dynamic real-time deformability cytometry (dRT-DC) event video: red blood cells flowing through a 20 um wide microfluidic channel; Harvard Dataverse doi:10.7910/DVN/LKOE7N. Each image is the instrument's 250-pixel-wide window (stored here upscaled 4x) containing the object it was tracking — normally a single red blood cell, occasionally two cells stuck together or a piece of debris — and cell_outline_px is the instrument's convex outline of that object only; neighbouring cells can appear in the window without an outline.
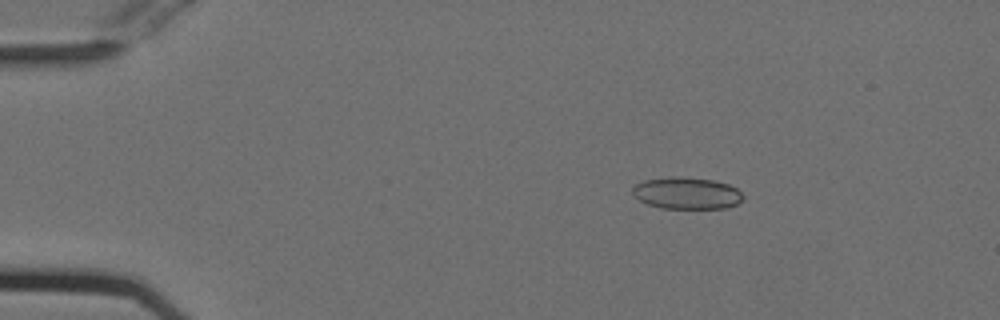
{"species": "Egyptian fruit bat (a non-hibernating species)", "species_latin": "Rousettus aegyptiacus", "temperature_condition": "cold", "stored_images_in_passage": 54, "camera_frame_rate_fps": 3000, "um_per_image_px": 0.085, "animal": {"sex": "female"}, "frame": {"image": 1, "passage_image": 9, "time_ms": 2.667, "image_size_px": [1000, 320], "cell_outline_px": [[744, 200], [728, 208], [660, 208], [648, 204], [632, 196], [632, 188], [636, 184], [644, 180], [668, 176], [684, 176], [712, 180], [728, 184], [736, 188], [744, 196]], "centroid_in_image_um": [58.36, 16.41], "position_along_channel_um": 26.6, "area_um2": 20.75}}
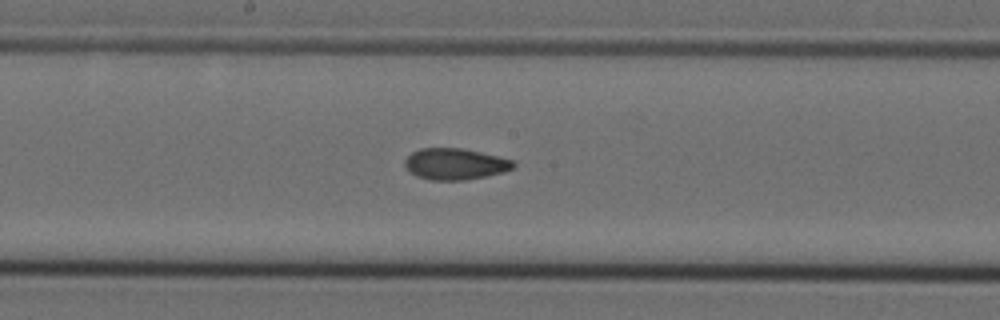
{"frame": {"image": 2, "passage_image": 29, "time_ms": 9.333, "image_size_px": [1000, 320], "cell_outline_px": [[516, 164], [512, 168], [504, 172], [464, 180], [428, 180], [416, 176], [404, 164], [404, 160], [412, 152], [420, 148], [460, 148], [480, 152], [516, 160]], "centroid_in_image_um": [38.7, 13.93], "position_along_channel_um": 209.5, "area_um2": 19.77}}
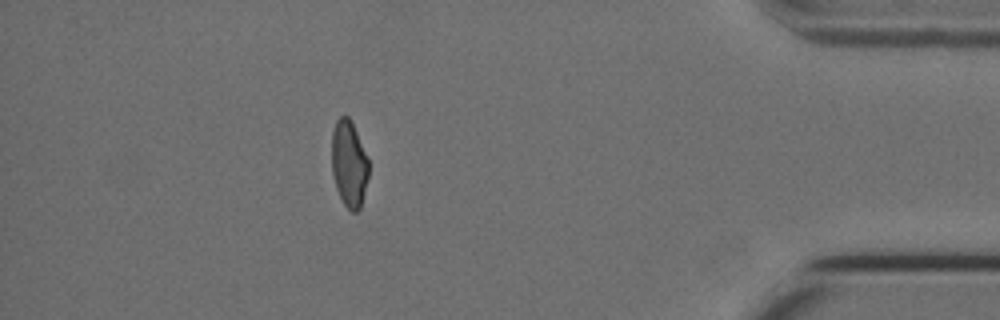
{"frame": {"image": 3, "passage_image": 48, "time_ms": 15.667, "image_size_px": [1000, 320], "cell_outline_px": [[368, 176], [360, 208], [356, 212], [352, 212], [344, 204], [336, 188], [332, 172], [332, 132], [336, 120], [340, 116], [348, 116], [356, 132], [368, 160]], "centroid_in_image_um": [29.65, 13.93], "position_along_channel_um": 405.6, "area_um2": 18.26}, "authors_computed_cell_mechanics": {"area_um2": 20.1144, "velocity_mm_per_s": 3.781, "shape_relaxation_time_tau1_ms": null, "shape_relaxation_time_tau2_ms": 2.8214, "deformation_change_tau1": null, "deformation_change_tau2": 0.066}}